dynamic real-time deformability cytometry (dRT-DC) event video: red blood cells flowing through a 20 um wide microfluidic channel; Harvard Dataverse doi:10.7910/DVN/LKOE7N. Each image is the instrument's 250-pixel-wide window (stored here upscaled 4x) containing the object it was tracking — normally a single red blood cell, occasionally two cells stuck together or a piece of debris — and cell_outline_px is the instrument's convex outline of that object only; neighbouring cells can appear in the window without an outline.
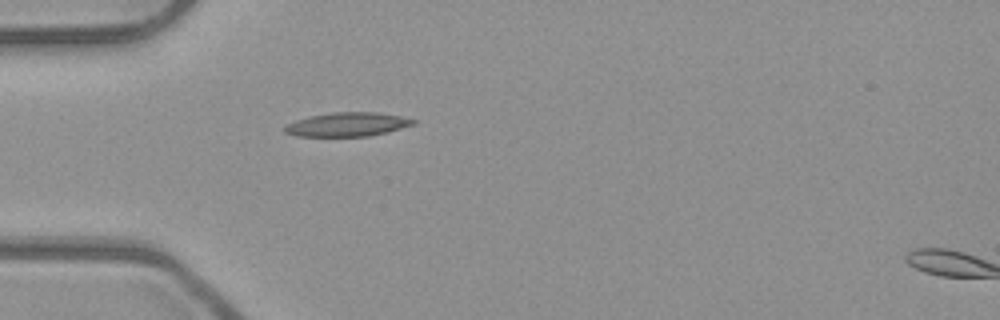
{"species": "common noctule bat (a hibernating species)", "species_latin": "Nyctalus noctula", "temperature_condition": "room temperature", "stored_images_in_passage": 37, "camera_frame_rate_fps": 3000, "um_per_image_px": 0.085, "animal": {"sex": "male", "body_mass_g": 23.1, "forearm_length_mm": 52.7}, "frame": {"image": 1, "passage_image": 1, "time_ms": 0.0, "image_size_px": [1000, 320], "cell_outline_px": [[416, 124], [388, 132], [368, 136], [296, 136], [284, 132], [284, 128], [288, 124], [296, 120], [312, 116], [332, 112], [376, 112], [400, 116], [416, 120]], "centroid_in_image_um": [29.56, 10.58], "position_along_channel_um": 55.4, "area_um2": 17.8}}
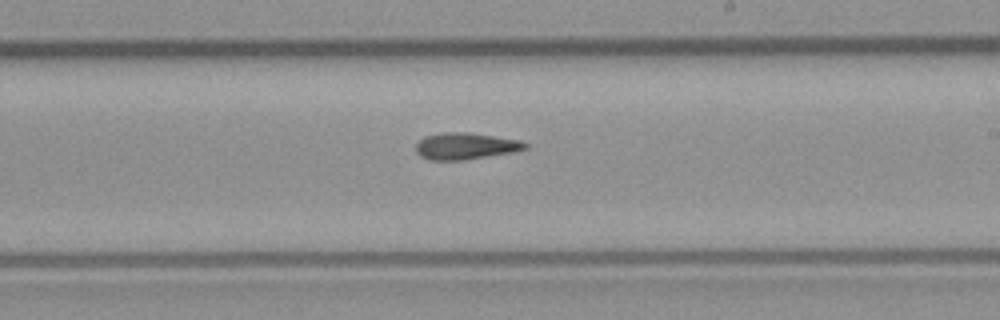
{"frame": {"image": 2, "passage_image": 16, "time_ms": 5.0, "image_size_px": [1000, 320], "cell_outline_px": [[528, 148], [512, 152], [460, 160], [428, 160], [420, 156], [416, 152], [416, 144], [424, 136], [444, 132], [468, 132], [520, 140], [528, 144]], "centroid_in_image_um": [39.54, 12.41], "position_along_channel_um": 249.5, "area_um2": 16.88}}
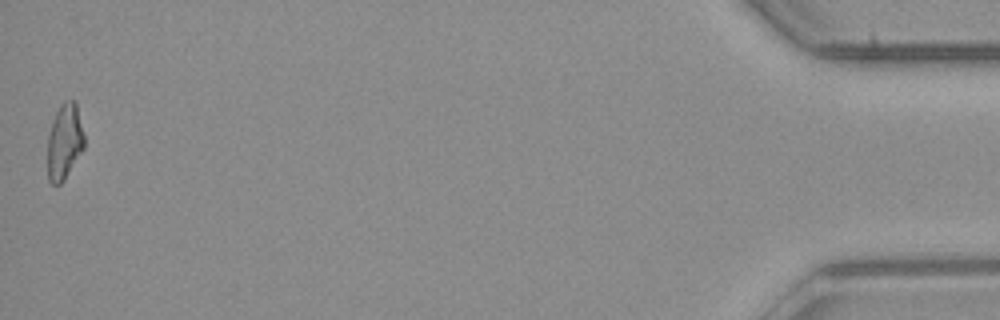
{"frame": {"image": 3, "passage_image": 37, "time_ms": 12.0, "image_size_px": [1000, 320], "cell_outline_px": [[84, 148], [64, 180], [60, 184], [52, 184], [48, 180], [48, 136], [52, 120], [60, 104], [64, 100], [76, 100], [84, 136]], "centroid_in_image_um": [5.48, 12.01], "position_along_channel_um": 429.7, "area_um2": 16.24}}